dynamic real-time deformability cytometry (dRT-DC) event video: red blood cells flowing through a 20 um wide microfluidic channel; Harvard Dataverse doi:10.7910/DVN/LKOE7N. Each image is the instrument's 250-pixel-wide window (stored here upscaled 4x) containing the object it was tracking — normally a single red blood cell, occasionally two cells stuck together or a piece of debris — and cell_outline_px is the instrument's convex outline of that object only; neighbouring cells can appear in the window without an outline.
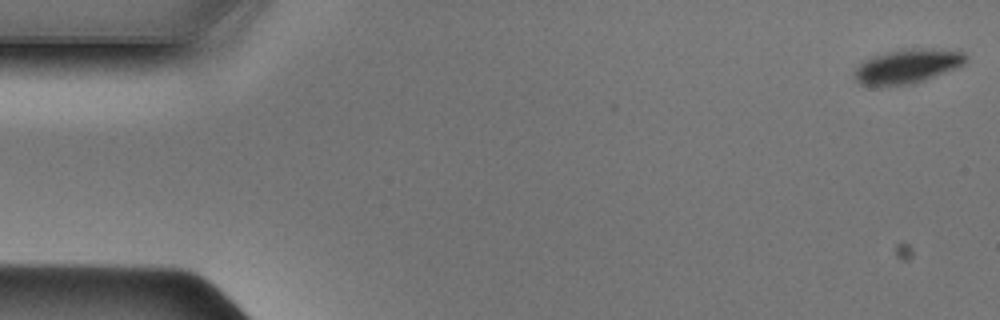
{"species": "Egyptian fruit bat (a non-hibernating species)", "species_latin": "Rousettus aegyptiacus", "temperature_condition": "cold", "stored_images_in_passage": 49, "camera_frame_rate_fps": 3000, "um_per_image_px": 0.085, "animal": {"sex": "male"}, "frame": {"image": 1, "passage_image": 1, "time_ms": 0.0, "image_size_px": [1000, 320], "cell_outline_px": [[968, 60], [964, 64], [956, 68], [924, 80], [912, 84], [860, 84], [852, 76], [852, 72], [864, 60], [872, 56], [904, 48], [960, 48], [968, 56]], "centroid_in_image_um": [77.22, 5.57], "position_along_channel_um": 7.8, "area_um2": 22.48}}
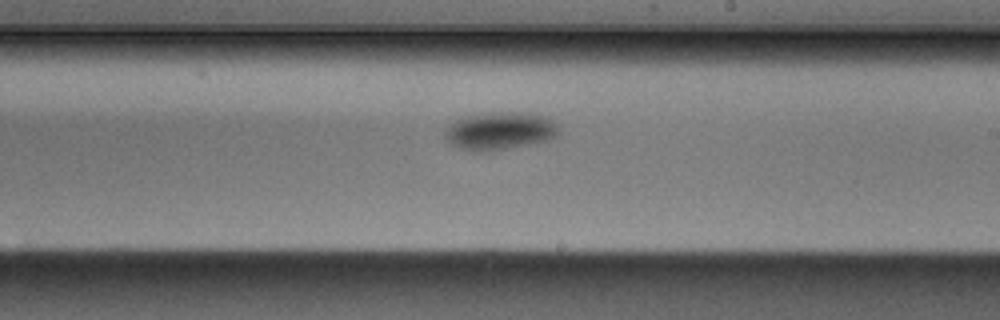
{"frame": {"image": 2, "passage_image": 28, "time_ms": 9.0, "image_size_px": [1000, 320], "cell_outline_px": [[560, 132], [556, 136], [548, 140], [528, 144], [480, 152], [476, 152], [460, 148], [452, 144], [444, 136], [444, 132], [456, 120], [464, 116], [488, 112], [528, 112], [544, 116], [552, 120], [556, 124]], "centroid_in_image_um": [42.5, 11.1], "position_along_channel_um": 246.5, "area_um2": 24.85}}
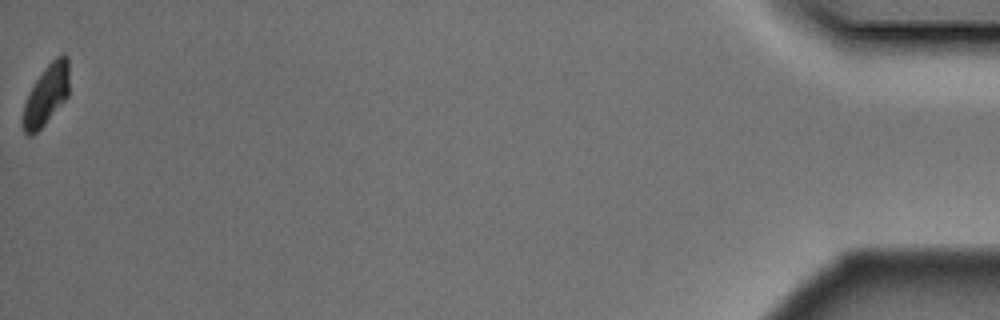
{"frame": {"image": 3, "passage_image": 49, "time_ms": 16.0, "image_size_px": [1000, 320], "cell_outline_px": [[68, 96], [44, 124], [32, 136], [28, 136], [24, 132], [24, 104], [36, 80], [48, 64], [56, 56], [64, 52], [68, 56]], "centroid_in_image_um": [3.97, 8.02], "position_along_channel_um": 431.2, "area_um2": 15.78}}